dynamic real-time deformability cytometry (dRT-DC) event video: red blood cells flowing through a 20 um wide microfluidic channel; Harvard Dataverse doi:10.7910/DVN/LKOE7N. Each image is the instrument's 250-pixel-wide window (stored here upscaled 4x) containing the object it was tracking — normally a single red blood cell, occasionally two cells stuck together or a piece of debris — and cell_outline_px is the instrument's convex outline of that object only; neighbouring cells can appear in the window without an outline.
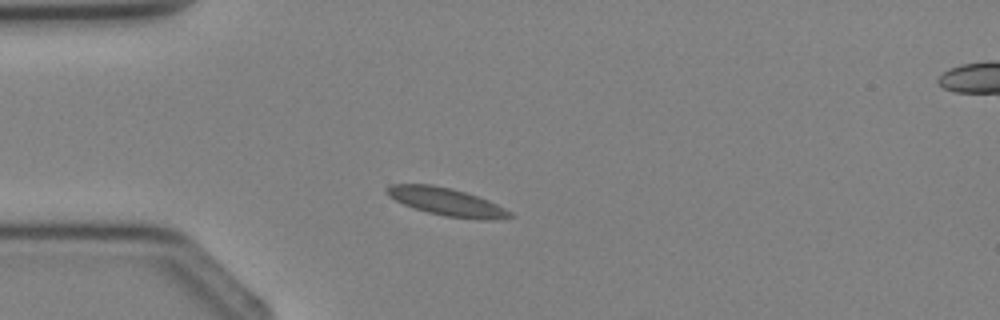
{"species": "Egyptian fruit bat (a non-hibernating species)", "species_latin": "Rousettus aegyptiacus", "temperature_condition": "cold", "stored_images_in_passage": 2, "camera_frame_rate_fps": 3000, "um_per_image_px": 0.085, "animal": {"sex": "female"}, "frame": {"image": 1, "passage_image": 1, "time_ms": 0.0, "image_size_px": [1000, 320], "cell_outline_px": [[512, 216], [496, 220], [480, 220], [444, 216], [428, 212], [404, 204], [388, 196], [384, 188], [392, 184], [432, 184], [452, 188], [488, 200], [512, 212]], "centroid_in_image_um": [37.96, 17.15], "position_along_channel_um": 47.0, "area_um2": 19.83}}